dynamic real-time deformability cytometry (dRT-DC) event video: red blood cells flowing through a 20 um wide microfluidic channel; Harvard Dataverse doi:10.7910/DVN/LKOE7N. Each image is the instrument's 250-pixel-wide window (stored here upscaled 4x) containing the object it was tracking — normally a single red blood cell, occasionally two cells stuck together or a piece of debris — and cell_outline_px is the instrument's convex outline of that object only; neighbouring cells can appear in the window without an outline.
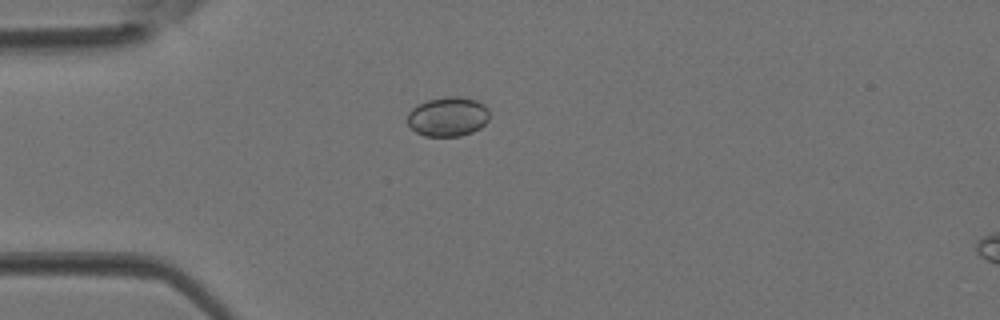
{"species": "Egyptian fruit bat (a non-hibernating species)", "species_latin": "Rousettus aegyptiacus", "temperature_condition": "room temperature", "stored_images_in_passage": 3, "camera_frame_rate_fps": 3000, "um_per_image_px": 0.085, "animal": {"sex": "female"}, "frame": {"image": 1, "passage_image": 2, "time_ms": 0.333, "image_size_px": [1000, 320], "cell_outline_px": [[488, 120], [480, 128], [472, 132], [460, 136], [424, 136], [416, 132], [408, 124], [408, 112], [412, 108], [428, 100], [444, 96], [460, 96], [476, 100], [484, 104], [488, 108]], "centroid_in_image_um": [38.08, 9.91], "position_along_channel_um": 46.9, "area_um2": 18.9}}
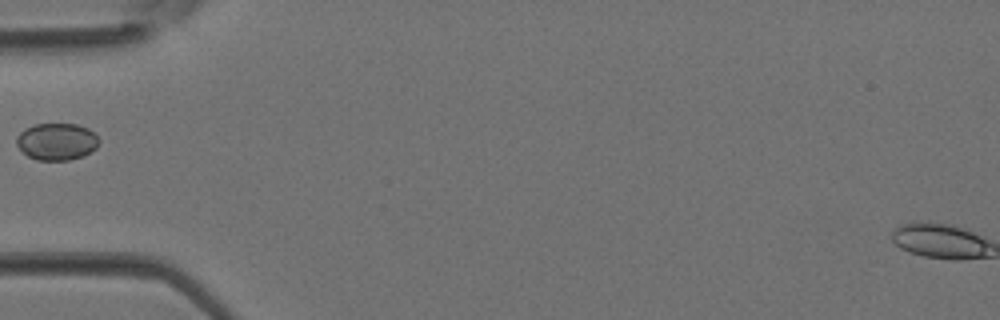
{"frame": {"image": 2, "passage_image": 3, "time_ms": 0.667, "image_size_px": [1000, 320], "cell_outline_px": [[100, 140], [96, 148], [84, 156], [68, 160], [36, 160], [28, 156], [16, 144], [16, 136], [24, 128], [36, 124], [76, 124], [88, 128]], "centroid_in_image_um": [4.81, 12.03], "position_along_channel_um": 80.2, "area_um2": 17.8}}